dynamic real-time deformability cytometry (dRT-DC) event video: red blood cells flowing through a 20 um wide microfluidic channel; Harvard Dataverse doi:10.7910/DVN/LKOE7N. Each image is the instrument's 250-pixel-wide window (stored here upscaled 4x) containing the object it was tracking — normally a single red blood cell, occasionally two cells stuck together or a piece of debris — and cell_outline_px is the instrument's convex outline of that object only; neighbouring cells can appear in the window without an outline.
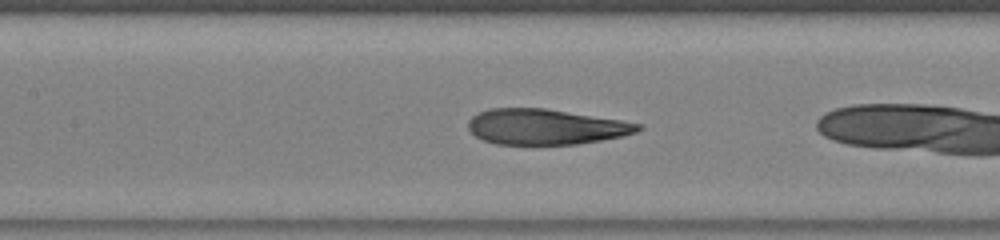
{"species": "human", "species_latin": "Homo sapiens", "temperature_condition": "warm", "stored_images_in_passage": 7, "camera_frame_rate_fps": 3000, "um_per_image_px": 0.085, "donor": {"sex": "male"}, "frame": {"image": 1, "passage_image": 5, "time_ms": 1.333, "image_size_px": [1000, 240], "cell_outline_px": [[644, 128], [636, 132], [620, 136], [600, 140], [576, 144], [496, 144], [484, 140], [476, 136], [468, 128], [468, 120], [472, 116], [488, 108], [544, 108], [620, 120], [644, 124]], "centroid_in_image_um": [46.37, 10.77], "position_along_channel_um": 161.0, "area_um2": 34.91}}